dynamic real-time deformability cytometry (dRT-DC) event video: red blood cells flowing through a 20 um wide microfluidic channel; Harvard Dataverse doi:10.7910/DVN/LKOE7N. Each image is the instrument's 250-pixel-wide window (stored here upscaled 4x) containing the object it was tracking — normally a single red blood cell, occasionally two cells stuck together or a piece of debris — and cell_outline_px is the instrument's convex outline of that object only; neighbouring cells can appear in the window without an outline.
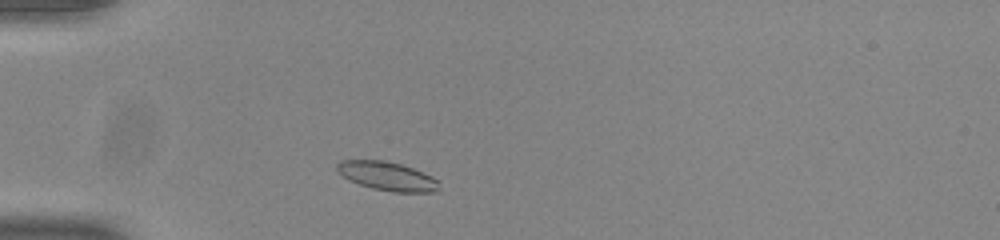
{"species": "common noctule bat (a hibernating species)", "species_latin": "Nyctalus noctula", "temperature_condition": "room temperature", "stored_images_in_passage": 42, "camera_frame_rate_fps": 3000, "um_per_image_px": 0.085, "animal": {"sex": "male", "body_mass_g": 20.0, "forearm_length_mm": 53.3}, "frame": {"image": 1, "passage_image": 4, "time_ms": 1.0, "image_size_px": [1000, 240], "cell_outline_px": [[440, 188], [436, 192], [392, 192], [372, 188], [348, 180], [336, 172], [336, 164], [340, 160], [384, 160], [400, 164], [412, 168], [432, 176], [440, 180]], "centroid_in_image_um": [32.91, 14.97], "position_along_channel_um": 52.1, "area_um2": 17.34}}
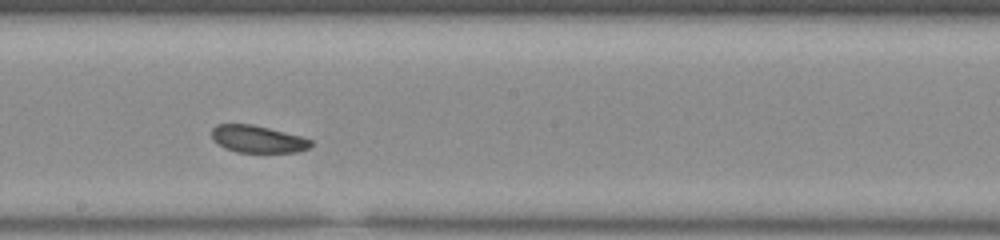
{"frame": {"image": 2, "passage_image": 19, "time_ms": 6.0, "image_size_px": [1000, 240], "cell_outline_px": [[312, 144], [308, 148], [296, 152], [236, 152], [224, 148], [212, 140], [212, 128], [216, 124], [252, 124], [300, 136], [312, 140]], "centroid_in_image_um": [21.86, 11.82], "position_along_channel_um": 226.3, "area_um2": 15.66}}
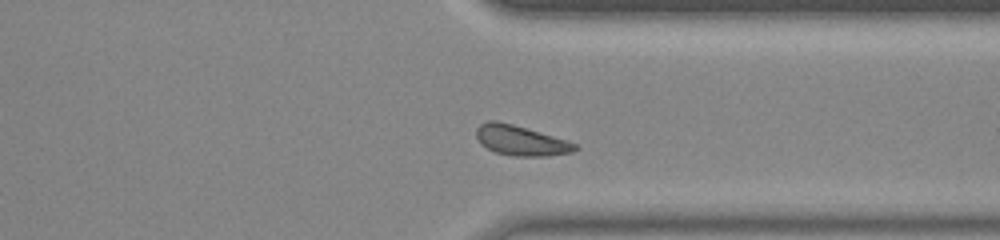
{"frame": {"image": 3, "passage_image": 30, "time_ms": 9.667, "image_size_px": [1000, 240], "cell_outline_px": [[580, 148], [572, 152], [548, 156], [512, 156], [496, 152], [480, 144], [476, 136], [476, 128], [480, 124], [488, 120], [496, 120], [512, 124], [568, 140], [576, 144]], "centroid_in_image_um": [44.27, 11.94], "position_along_channel_um": 367.1, "area_um2": 17.34}, "authors_computed_cell_mechanics": {"area_um2": 17.0221, "velocity_mm_per_s": 3.8299, "shape_relaxation_time_tau1_ms": 3.6925, "shape_relaxation_time_tau2_ms": 4.9808, "deformation_change_tau1": 0.0335, "deformation_change_tau2": 0.1206}}